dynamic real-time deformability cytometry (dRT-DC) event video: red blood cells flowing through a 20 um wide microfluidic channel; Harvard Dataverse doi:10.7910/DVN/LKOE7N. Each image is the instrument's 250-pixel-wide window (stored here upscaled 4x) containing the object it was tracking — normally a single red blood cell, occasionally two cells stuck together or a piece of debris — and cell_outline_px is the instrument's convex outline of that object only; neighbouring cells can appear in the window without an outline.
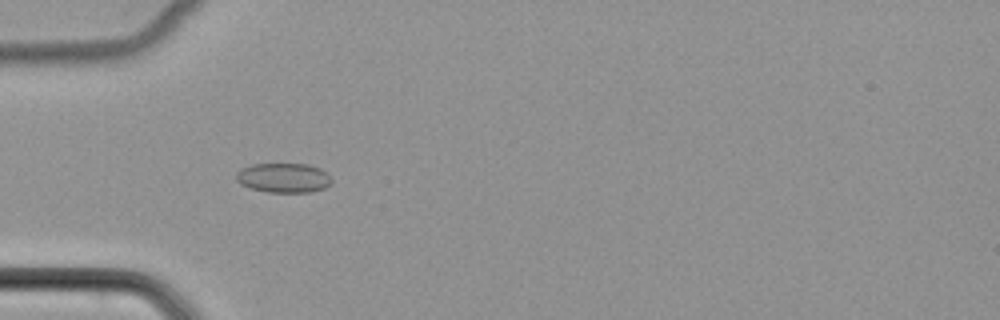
{"species": "common noctule bat (a hibernating species)", "species_latin": "Nyctalus noctula", "temperature_condition": "cold", "stored_images_in_passage": 43, "camera_frame_rate_fps": 3000, "um_per_image_px": 0.085, "animal": {"sex": "female", "body_mass_g": 22.7, "forearm_length_mm": 54.2}, "frame": {"image": 1, "passage_image": 8, "time_ms": 2.333, "image_size_px": [1000, 320], "cell_outline_px": [[332, 184], [324, 188], [312, 192], [268, 192], [252, 188], [240, 184], [236, 180], [236, 172], [240, 168], [252, 164], [308, 164], [320, 168], [332, 180]], "centroid_in_image_um": [24.09, 15.11], "position_along_channel_um": 60.9, "area_um2": 16.47}}
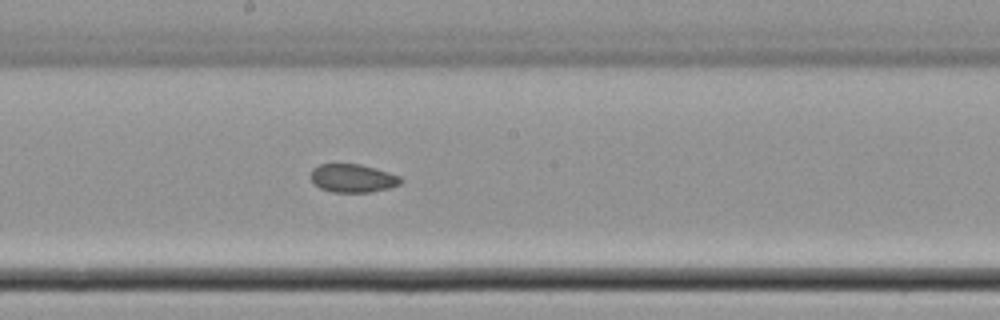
{"frame": {"image": 2, "passage_image": 20, "time_ms": 6.333, "image_size_px": [1000, 320], "cell_outline_px": [[404, 180], [400, 184], [388, 188], [368, 192], [332, 192], [320, 188], [312, 180], [312, 168], [320, 164], [360, 164], [376, 168], [400, 176]], "centroid_in_image_um": [30.01, 15.14], "position_along_channel_um": 218.2, "area_um2": 14.74}}
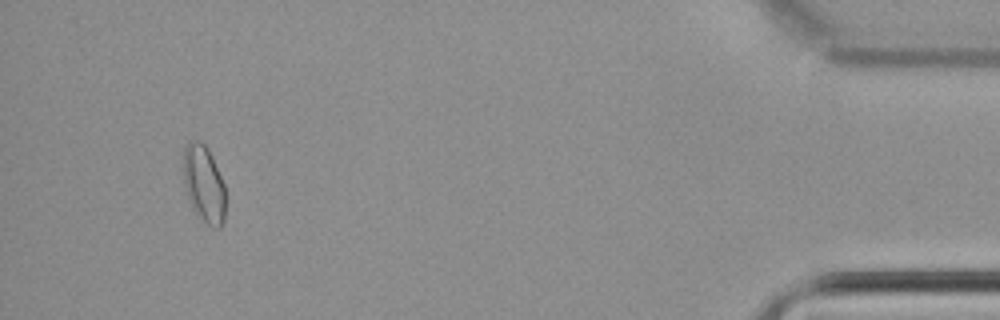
{"frame": {"image": 3, "passage_image": 40, "time_ms": 13.0, "image_size_px": [1000, 320], "cell_outline_px": [[224, 220], [220, 228], [212, 228], [200, 220], [192, 208], [188, 200], [184, 184], [184, 148], [188, 140], [196, 140], [204, 144], [208, 148], [212, 156], [224, 184]], "centroid_in_image_um": [17.32, 15.66], "position_along_channel_um": 417.9, "area_um2": 19.07}}